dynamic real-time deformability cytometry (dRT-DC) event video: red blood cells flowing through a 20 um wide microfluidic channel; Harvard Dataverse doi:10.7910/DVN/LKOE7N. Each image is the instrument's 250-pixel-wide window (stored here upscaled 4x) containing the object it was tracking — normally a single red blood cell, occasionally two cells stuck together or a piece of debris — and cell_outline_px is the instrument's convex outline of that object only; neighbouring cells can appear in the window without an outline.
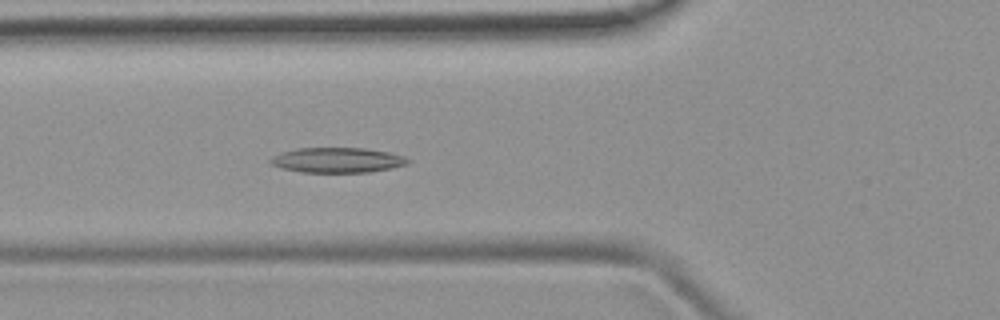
{"species": "common noctule bat (a hibernating species)", "species_latin": "Nyctalus noctula", "temperature_condition": "room temperature", "stored_images_in_passage": 38, "camera_frame_rate_fps": 3000, "um_per_image_px": 0.085, "animal": {"sex": "female", "body_mass_g": 19.9}, "frame": {"image": 1, "passage_image": 6, "time_ms": 1.667, "image_size_px": [1000, 320], "cell_outline_px": [[412, 160], [408, 164], [392, 168], [368, 172], [300, 172], [280, 168], [272, 164], [268, 160], [272, 156], [280, 152], [296, 148], [364, 148], [388, 152], [404, 156]], "centroid_in_image_um": [28.66, 13.61], "position_along_channel_um": 97.1, "area_um2": 20.23}}
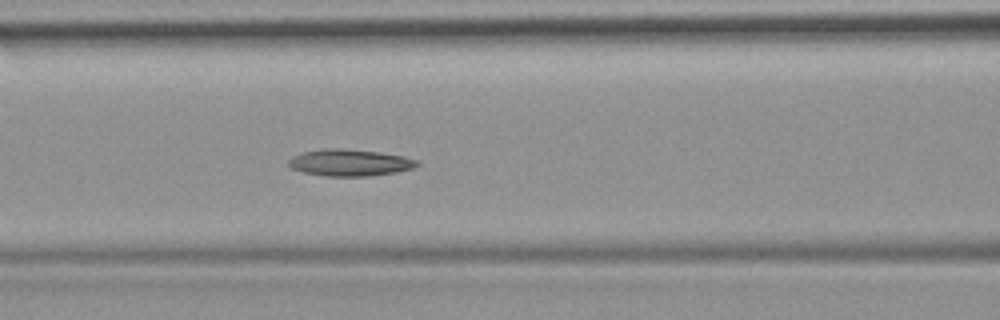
{"frame": {"image": 2, "passage_image": 9, "time_ms": 2.667, "image_size_px": [1000, 320], "cell_outline_px": [[420, 164], [412, 168], [396, 172], [368, 176], [328, 176], [300, 172], [292, 168], [288, 164], [288, 160], [292, 156], [304, 152], [332, 148], [344, 148], [380, 152], [404, 156], [420, 160]], "centroid_in_image_um": [29.76, 13.82], "position_along_channel_um": 136.8, "area_um2": 20.06}}
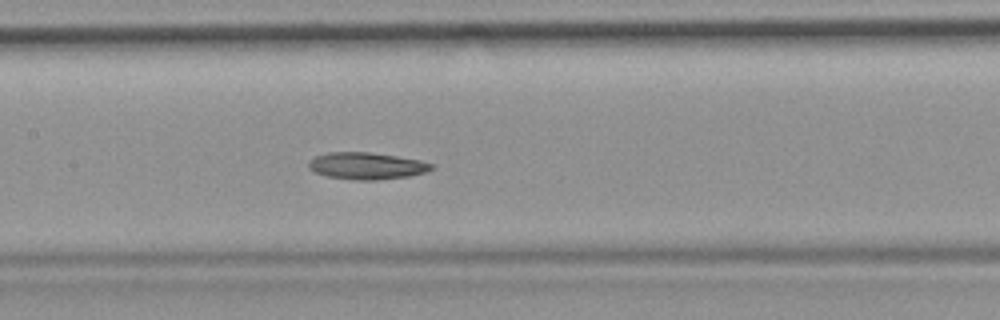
{"frame": {"image": 3, "passage_image": 12, "time_ms": 3.667, "image_size_px": [1000, 320], "cell_outline_px": [[436, 168], [424, 172], [408, 176], [376, 180], [356, 180], [328, 176], [316, 172], [308, 168], [308, 164], [316, 156], [328, 152], [368, 152], [396, 156], [420, 160], [436, 164]], "centroid_in_image_um": [31.21, 14.09], "position_along_channel_um": 176.2, "area_um2": 19.13}, "authors_computed_cell_mechanics": {"area_um2": 19.5942, "velocity_mm_per_s": 3.9474, "shape_relaxation_time_tau1_ms": 8.1127, "shape_relaxation_time_tau2_ms": 8.9138, "deformation_change_tau1": 0.1673, "deformation_change_tau2": 0.1901}}